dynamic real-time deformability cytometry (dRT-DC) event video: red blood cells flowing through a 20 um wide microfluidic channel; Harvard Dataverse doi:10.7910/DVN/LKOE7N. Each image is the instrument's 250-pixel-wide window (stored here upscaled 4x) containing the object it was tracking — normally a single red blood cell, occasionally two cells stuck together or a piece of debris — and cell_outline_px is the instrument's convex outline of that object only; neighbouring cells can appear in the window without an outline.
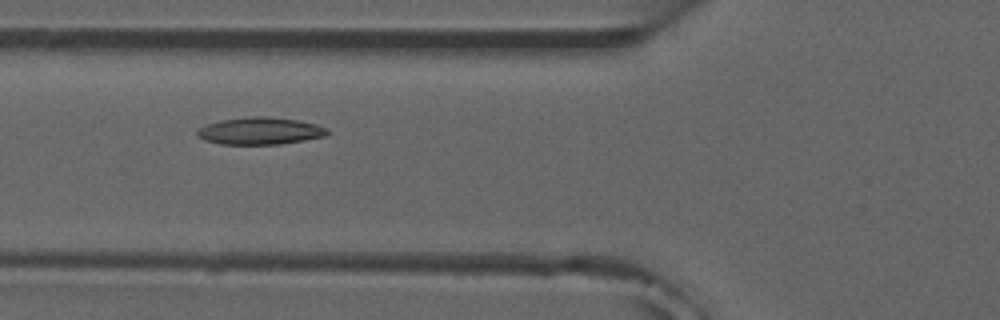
{"species": "common noctule bat (a hibernating species)", "species_latin": "Nyctalus noctula", "temperature_condition": "room temperature", "stored_images_in_passage": 5, "camera_frame_rate_fps": 3000, "um_per_image_px": 0.085, "animal": {"sex": "male", "forearm_length_mm": 52.5}, "frame": {"image": 1, "passage_image": 5, "time_ms": 4.667, "image_size_px": [1000, 320], "cell_outline_px": [[328, 132], [324, 136], [304, 140], [280, 144], [220, 144], [204, 140], [196, 136], [196, 132], [200, 128], [208, 124], [220, 120], [252, 116], [268, 116], [296, 120], [316, 124], [328, 128]], "centroid_in_image_um": [22.09, 11.13], "position_along_channel_um": 103.7, "area_um2": 20.52}}